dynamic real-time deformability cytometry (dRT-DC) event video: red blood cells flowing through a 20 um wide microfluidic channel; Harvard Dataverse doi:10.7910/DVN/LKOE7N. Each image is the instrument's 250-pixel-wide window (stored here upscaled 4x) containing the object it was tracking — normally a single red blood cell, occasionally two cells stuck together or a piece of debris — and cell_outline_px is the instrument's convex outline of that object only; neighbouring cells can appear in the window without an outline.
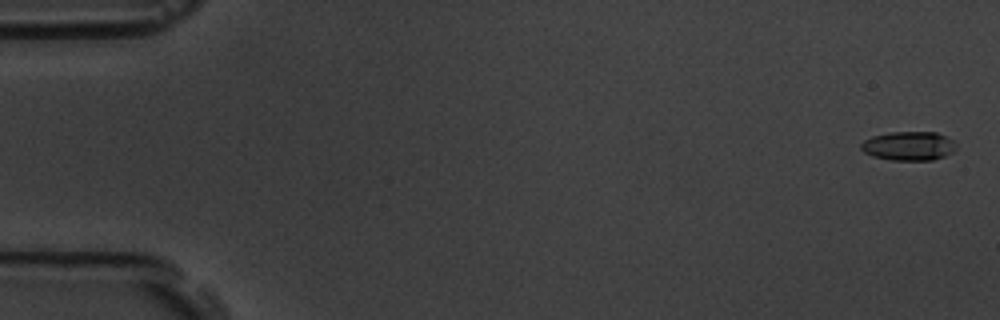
{"species": "common noctule bat (a hibernating species)", "species_latin": "Nyctalus noctula", "temperature_condition": "room temperature", "stored_images_in_passage": 5, "camera_frame_rate_fps": 3000, "um_per_image_px": 0.085, "animal": {"sex": "male", "body_mass_g": 19.5, "forearm_length_mm": 54.6}, "frame": {"image": 1, "passage_image": 1, "time_ms": 0.0, "image_size_px": [1000, 320], "cell_outline_px": [[956, 148], [952, 152], [944, 156], [932, 160], [892, 160], [872, 156], [864, 152], [860, 148], [860, 144], [864, 140], [872, 136], [888, 132], [936, 132], [952, 140], [956, 144]], "centroid_in_image_um": [77.21, 12.4], "position_along_channel_um": 7.8, "area_um2": 16.07}}
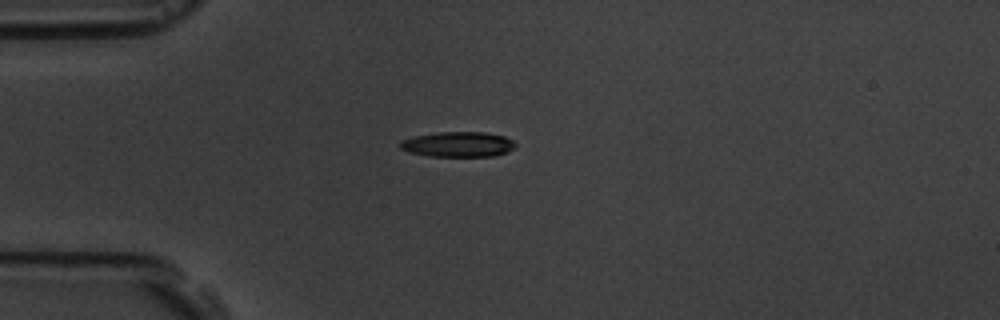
{"frame": {"image": 2, "passage_image": 5, "time_ms": 4.667, "image_size_px": [1000, 320], "cell_outline_px": [[516, 148], [508, 152], [496, 156], [432, 156], [408, 152], [400, 148], [400, 140], [412, 136], [440, 132], [484, 132], [504, 136], [512, 140], [516, 144]], "centroid_in_image_um": [38.95, 12.27], "position_along_channel_um": 46.1, "area_um2": 17.05}}